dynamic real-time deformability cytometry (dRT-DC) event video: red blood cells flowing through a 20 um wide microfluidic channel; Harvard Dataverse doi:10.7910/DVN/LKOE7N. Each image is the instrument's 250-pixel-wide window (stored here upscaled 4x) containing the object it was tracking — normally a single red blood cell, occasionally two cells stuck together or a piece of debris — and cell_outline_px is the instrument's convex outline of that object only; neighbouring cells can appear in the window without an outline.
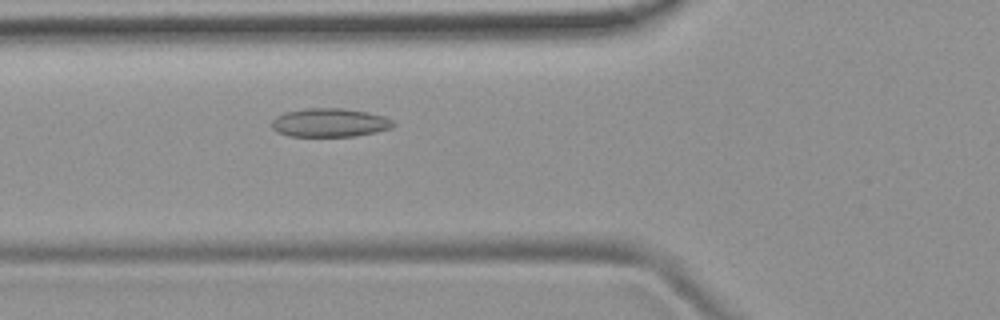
{"species": "common noctule bat (a hibernating species)", "species_latin": "Nyctalus noctula", "temperature_condition": "room temperature", "stored_images_in_passage": 45, "camera_frame_rate_fps": 3000, "um_per_image_px": 0.085, "animal": {"sex": "female", "body_mass_g": 19.9}, "frame": {"image": 1, "passage_image": 12, "time_ms": 3.667, "image_size_px": [1000, 320], "cell_outline_px": [[396, 124], [392, 128], [376, 132], [356, 136], [288, 136], [276, 132], [272, 128], [272, 120], [276, 116], [284, 112], [304, 108], [344, 108], [368, 112], [384, 116], [392, 120]], "centroid_in_image_um": [28.02, 10.42], "position_along_channel_um": 97.8, "area_um2": 20.52}}
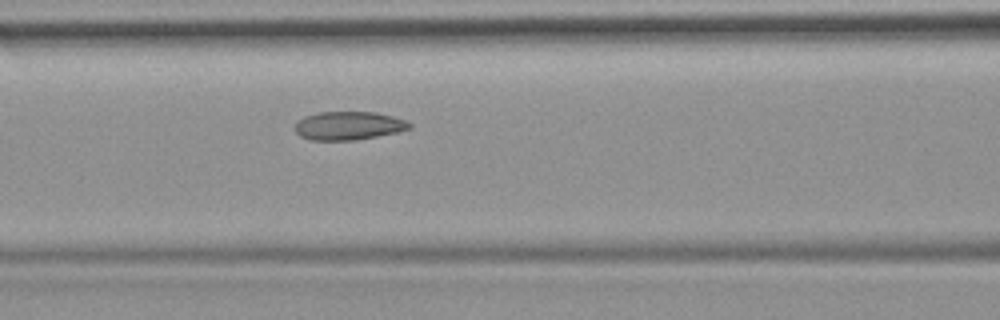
{"frame": {"image": 2, "passage_image": 15, "time_ms": 4.667, "image_size_px": [1000, 320], "cell_outline_px": [[412, 128], [396, 132], [356, 140], [312, 140], [300, 136], [292, 128], [296, 120], [304, 116], [320, 112], [376, 112], [392, 116], [404, 120], [412, 124]], "centroid_in_image_um": [29.57, 10.68], "position_along_channel_um": 137.0, "area_um2": 19.07}}
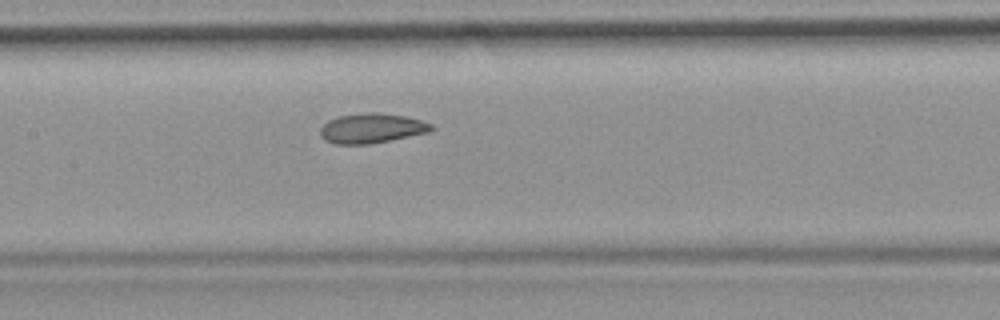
{"frame": {"image": 3, "passage_image": 18, "time_ms": 5.667, "image_size_px": [1000, 320], "cell_outline_px": [[436, 128], [432, 132], [368, 144], [336, 144], [324, 140], [320, 136], [320, 128], [328, 120], [340, 116], [368, 112], [380, 112], [404, 116], [420, 120], [432, 124]], "centroid_in_image_um": [31.61, 10.9], "position_along_channel_um": 175.8, "area_um2": 19.36}, "authors_computed_cell_mechanics": {"area_um2": 19.652, "velocity_mm_per_s": 3.8875, "shape_relaxation_time_tau1_ms": null, "shape_relaxation_time_tau2_ms": 1.8859, "deformation_change_tau1": null, "deformation_change_tau2": 0.0699}}